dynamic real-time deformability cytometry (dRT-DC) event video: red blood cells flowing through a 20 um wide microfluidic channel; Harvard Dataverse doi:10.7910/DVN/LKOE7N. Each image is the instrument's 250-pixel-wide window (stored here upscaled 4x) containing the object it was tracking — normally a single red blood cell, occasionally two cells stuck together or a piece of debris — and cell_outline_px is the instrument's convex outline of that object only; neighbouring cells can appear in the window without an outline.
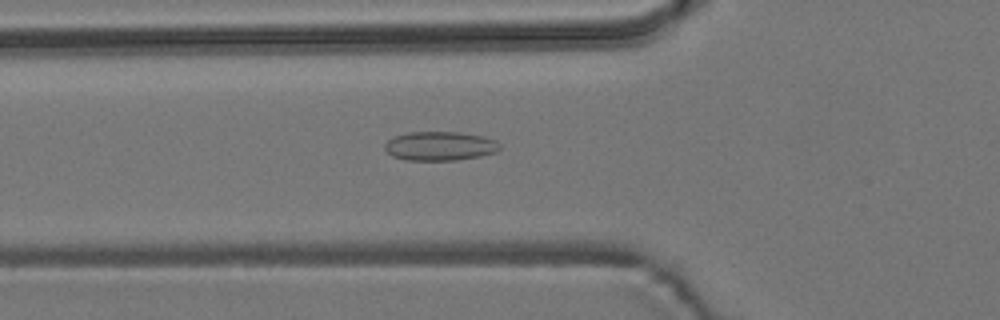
{"species": "common noctule bat (a hibernating species)", "species_latin": "Nyctalus noctula", "temperature_condition": "room temperature", "stored_images_in_passage": 49, "camera_frame_rate_fps": 3000, "um_per_image_px": 0.085, "animal": {"sex": "male", "body_mass_g": 19.2, "forearm_length_mm": 51.8}, "frame": {"image": 1, "passage_image": 14, "time_ms": 4.333, "image_size_px": [1000, 320], "cell_outline_px": [[500, 148], [496, 152], [480, 156], [456, 160], [404, 160], [392, 156], [384, 148], [384, 144], [388, 140], [396, 136], [408, 132], [460, 132], [484, 136], [496, 140], [500, 144]], "centroid_in_image_um": [37.4, 12.41], "position_along_channel_um": 88.4, "area_um2": 19.54}}
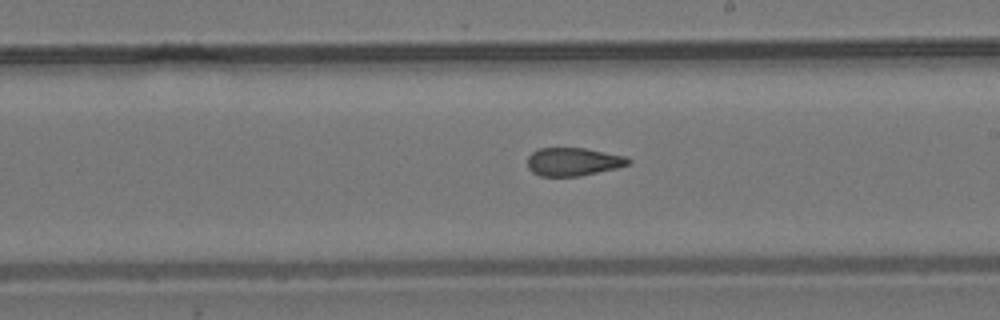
{"frame": {"image": 2, "passage_image": 26, "time_ms": 8.333, "image_size_px": [1000, 320], "cell_outline_px": [[632, 160], [628, 164], [616, 168], [580, 176], [540, 176], [532, 172], [528, 168], [528, 156], [532, 152], [540, 148], [584, 148], [624, 156]], "centroid_in_image_um": [48.69, 13.75], "position_along_channel_um": 240.3, "area_um2": 16.42}}
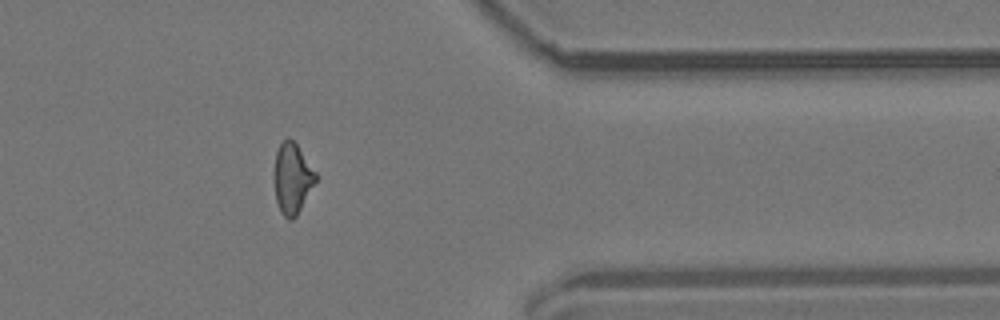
{"frame": {"image": 3, "passage_image": 39, "time_ms": 12.667, "image_size_px": [1000, 320], "cell_outline_px": [[316, 180], [296, 216], [292, 220], [288, 220], [280, 212], [276, 200], [276, 152], [280, 144], [288, 136], [296, 144], [316, 172]], "centroid_in_image_um": [24.86, 15.17], "position_along_channel_um": 386.5, "area_um2": 16.42}, "authors_computed_cell_mechanics": {"area_um2": 17.4556, "velocity_mm_per_s": 3.7806, "shape_relaxation_time_tau1_ms": null, "shape_relaxation_time_tau2_ms": 2.2203, "deformation_change_tau1": null, "deformation_change_tau2": 0.1025}}